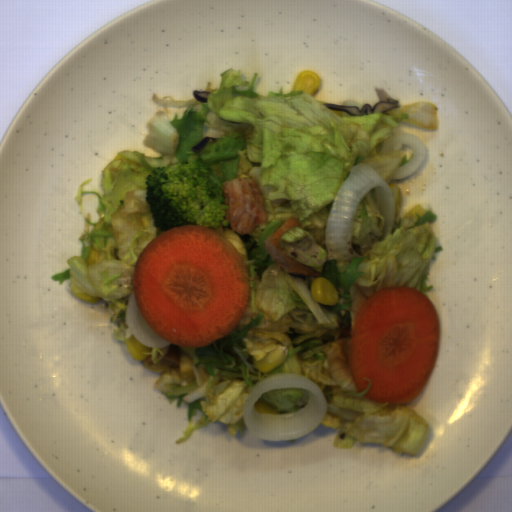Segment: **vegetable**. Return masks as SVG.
Returning a JSON list of instances; mask_svg holds the SVG:
<instances>
[{
	"label": "vegetable",
	"mask_w": 512,
	"mask_h": 512,
	"mask_svg": "<svg viewBox=\"0 0 512 512\" xmlns=\"http://www.w3.org/2000/svg\"><path fill=\"white\" fill-rule=\"evenodd\" d=\"M218 88L208 81L207 102L152 94L162 110L147 121L141 144L160 152L151 157L139 151L118 152L102 170L103 192L84 190L80 183L74 200L81 212L83 194H95L99 219L81 212L84 230L79 256L70 257L63 272L52 275L59 285L69 280L71 293H87L108 302L117 339L125 340V314L133 290V270L142 249L165 231L155 227L146 200V178L155 169L184 159H201L222 183L232 178L254 179L260 188L266 220L251 233L239 235L232 227L212 228L241 256L250 279L246 308L234 330L203 347L180 346L179 368L160 372L154 388L168 403L187 404L188 426L174 443L190 440L194 430L220 422L232 435L247 428L244 407L250 390L273 374L290 373L319 386L327 413L341 422L334 448L351 450L355 443L382 444L397 453L417 455L429 428L422 416L404 404H381L356 388L349 369L348 344L362 304L373 294L395 286L413 287L427 296L430 263L437 261L431 209L416 217H400L384 237L385 215L376 187L365 193L353 218L352 247L360 257L346 261L326 246L327 220L334 198L359 163L371 166L385 181L407 165L411 154L399 150L381 153L401 122L424 130H438L439 107L430 101L400 105L386 113L352 116L331 110L302 90L284 93L253 90L259 73L243 79L239 69L220 72ZM205 136L218 138L195 154L192 147ZM297 217L281 238L287 254L315 269L337 288L340 302L316 303L310 284L318 276L284 272L267 254L263 240ZM100 254L86 266L89 250ZM288 347L286 360L270 372H260V360L277 344Z\"/></svg>",
	"instance_id": "add77e79"
},
{
	"label": "vegetable",
	"mask_w": 512,
	"mask_h": 512,
	"mask_svg": "<svg viewBox=\"0 0 512 512\" xmlns=\"http://www.w3.org/2000/svg\"><path fill=\"white\" fill-rule=\"evenodd\" d=\"M303 397L304 392L301 388L286 387L264 392L260 400L276 412H294L298 411V401Z\"/></svg>",
	"instance_id": "ea0f7189"
},
{
	"label": "vegetable",
	"mask_w": 512,
	"mask_h": 512,
	"mask_svg": "<svg viewBox=\"0 0 512 512\" xmlns=\"http://www.w3.org/2000/svg\"><path fill=\"white\" fill-rule=\"evenodd\" d=\"M160 347H151L150 351H144V355L151 356V361L153 364H158V355H164V352L161 351Z\"/></svg>",
	"instance_id": "f7b5029e"
}]
</instances>
